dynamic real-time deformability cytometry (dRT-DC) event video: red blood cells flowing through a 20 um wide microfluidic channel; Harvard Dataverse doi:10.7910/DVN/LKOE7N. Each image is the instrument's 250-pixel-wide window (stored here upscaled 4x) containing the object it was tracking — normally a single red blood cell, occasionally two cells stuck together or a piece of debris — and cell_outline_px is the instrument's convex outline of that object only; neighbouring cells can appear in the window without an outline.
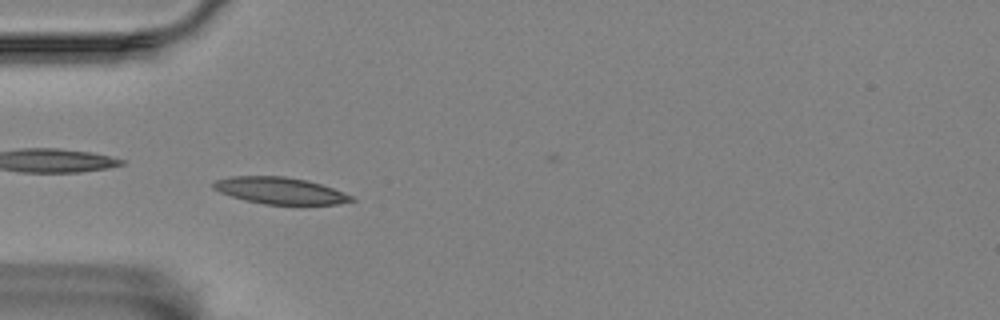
{"species": "Egyptian fruit bat (a non-hibernating species)", "species_latin": "Rousettus aegyptiacus", "temperature_condition": "room temperature", "stored_images_in_passage": 56, "camera_frame_rate_fps": 3000, "um_per_image_px": 0.085, "animal": {"sex": "female"}, "frame": {"image": 1, "passage_image": 16, "time_ms": 5.0, "image_size_px": [1000, 320], "cell_outline_px": [[356, 200], [336, 204], [264, 204], [244, 200], [220, 192], [212, 188], [212, 184], [216, 180], [232, 176], [284, 176], [308, 180], [344, 192], [352, 196]], "centroid_in_image_um": [23.79, 16.2], "position_along_channel_um": 61.2, "area_um2": 21.33}}
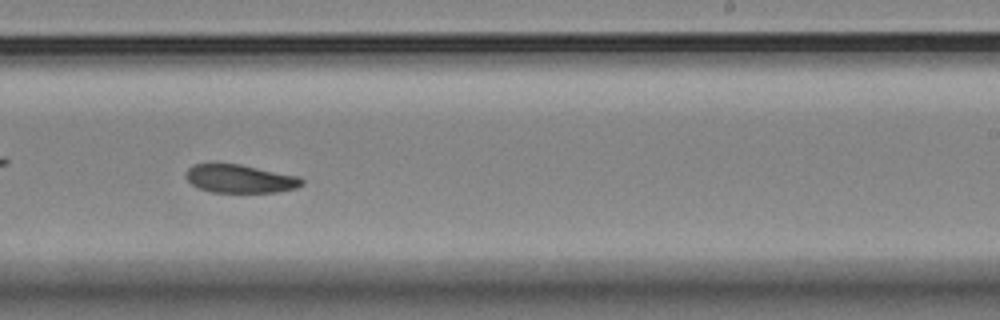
{"frame": {"image": 2, "passage_image": 34, "time_ms": 11.0, "image_size_px": [1000, 320], "cell_outline_px": [[304, 184], [296, 188], [280, 192], [212, 192], [196, 188], [184, 176], [188, 168], [192, 164], [240, 164], [300, 176], [304, 180]], "centroid_in_image_um": [20.42, 15.2], "position_along_channel_um": 268.6, "area_um2": 19.31}}
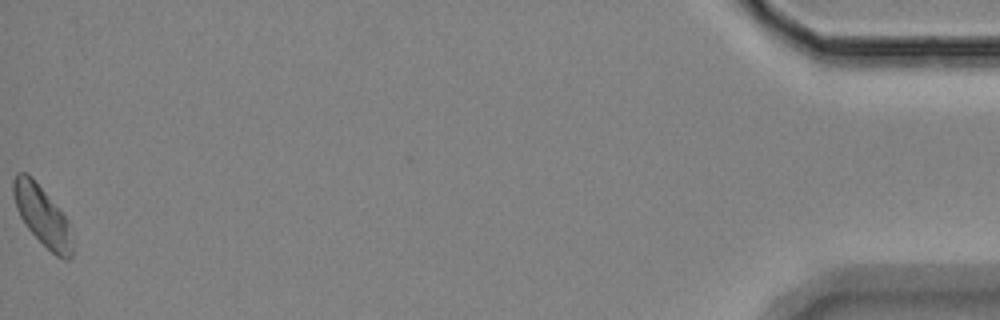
{"frame": {"image": 3, "passage_image": 56, "time_ms": 18.333, "image_size_px": [1000, 320], "cell_outline_px": [[72, 256], [68, 260], [64, 260], [56, 256], [28, 228], [20, 216], [16, 208], [12, 192], [12, 180], [16, 172], [28, 172], [32, 176], [68, 220], [72, 240]], "centroid_in_image_um": [3.57, 18.3], "position_along_channel_um": 431.6, "area_um2": 20.4}, "authors_computed_cell_mechanics": {"area_um2": 20.0566, "velocity_mm_per_s": 3.5061, "shape_relaxation_time_tau1_ms": null, "shape_relaxation_time_tau2_ms": 8.2517, "deformation_change_tau1": null, "deformation_change_tau2": 0.1287}}